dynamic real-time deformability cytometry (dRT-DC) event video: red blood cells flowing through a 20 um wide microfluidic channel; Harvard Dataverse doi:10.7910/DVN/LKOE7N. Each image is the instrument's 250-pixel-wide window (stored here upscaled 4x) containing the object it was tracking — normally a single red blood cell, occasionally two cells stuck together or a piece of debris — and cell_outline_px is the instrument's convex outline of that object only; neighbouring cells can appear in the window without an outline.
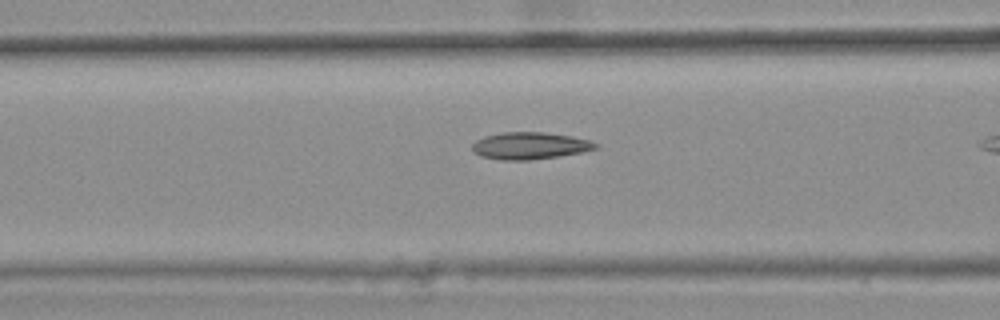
{"species": "common noctule bat (a hibernating species)", "species_latin": "Nyctalus noctula", "temperature_condition": "warm", "stored_images_in_passage": 9, "camera_frame_rate_fps": 3000, "um_per_image_px": 0.085, "animal": {"sex": "female", "body_mass_g": 25.1}, "frame": {"image": 1, "passage_image": 8, "time_ms": 2.333, "image_size_px": [1000, 320], "cell_outline_px": [[600, 148], [580, 152], [556, 156], [528, 160], [500, 160], [480, 156], [472, 152], [472, 144], [476, 140], [484, 136], [500, 132], [544, 132], [572, 136], [588, 140], [600, 144]], "centroid_in_image_um": [45.01, 12.38], "position_along_channel_um": 121.6, "area_um2": 19.54}}